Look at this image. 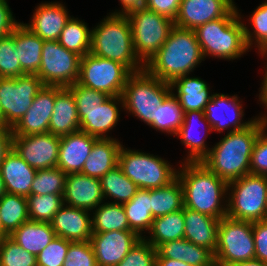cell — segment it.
<instances>
[{
    "label": "cell",
    "instance_id": "obj_12",
    "mask_svg": "<svg viewBox=\"0 0 267 266\" xmlns=\"http://www.w3.org/2000/svg\"><path fill=\"white\" fill-rule=\"evenodd\" d=\"M43 86V82L34 74L0 78L2 126L12 129L25 115Z\"/></svg>",
    "mask_w": 267,
    "mask_h": 266
},
{
    "label": "cell",
    "instance_id": "obj_31",
    "mask_svg": "<svg viewBox=\"0 0 267 266\" xmlns=\"http://www.w3.org/2000/svg\"><path fill=\"white\" fill-rule=\"evenodd\" d=\"M26 251L37 256L54 238L56 233L51 223L28 220L10 236Z\"/></svg>",
    "mask_w": 267,
    "mask_h": 266
},
{
    "label": "cell",
    "instance_id": "obj_47",
    "mask_svg": "<svg viewBox=\"0 0 267 266\" xmlns=\"http://www.w3.org/2000/svg\"><path fill=\"white\" fill-rule=\"evenodd\" d=\"M63 266H98L91 242H71Z\"/></svg>",
    "mask_w": 267,
    "mask_h": 266
},
{
    "label": "cell",
    "instance_id": "obj_8",
    "mask_svg": "<svg viewBox=\"0 0 267 266\" xmlns=\"http://www.w3.org/2000/svg\"><path fill=\"white\" fill-rule=\"evenodd\" d=\"M126 15L130 20L135 54L145 65L167 40L174 21L145 7L132 9Z\"/></svg>",
    "mask_w": 267,
    "mask_h": 266
},
{
    "label": "cell",
    "instance_id": "obj_42",
    "mask_svg": "<svg viewBox=\"0 0 267 266\" xmlns=\"http://www.w3.org/2000/svg\"><path fill=\"white\" fill-rule=\"evenodd\" d=\"M250 25L253 32L244 24V37L248 49L255 44L259 53L267 51V0L257 6L254 12L249 16ZM255 42L253 43V41Z\"/></svg>",
    "mask_w": 267,
    "mask_h": 266
},
{
    "label": "cell",
    "instance_id": "obj_15",
    "mask_svg": "<svg viewBox=\"0 0 267 266\" xmlns=\"http://www.w3.org/2000/svg\"><path fill=\"white\" fill-rule=\"evenodd\" d=\"M238 98L237 95L212 94L211 100L204 110L205 118L210 123L212 130L221 133L230 128L231 130L227 131L229 133L245 129L254 122L256 117L250 119V121L242 122L244 112L242 110V102Z\"/></svg>",
    "mask_w": 267,
    "mask_h": 266
},
{
    "label": "cell",
    "instance_id": "obj_26",
    "mask_svg": "<svg viewBox=\"0 0 267 266\" xmlns=\"http://www.w3.org/2000/svg\"><path fill=\"white\" fill-rule=\"evenodd\" d=\"M183 217L185 221L184 238L207 248L214 254L217 248L220 219L186 207L183 208Z\"/></svg>",
    "mask_w": 267,
    "mask_h": 266
},
{
    "label": "cell",
    "instance_id": "obj_61",
    "mask_svg": "<svg viewBox=\"0 0 267 266\" xmlns=\"http://www.w3.org/2000/svg\"><path fill=\"white\" fill-rule=\"evenodd\" d=\"M0 126H2L1 110H0Z\"/></svg>",
    "mask_w": 267,
    "mask_h": 266
},
{
    "label": "cell",
    "instance_id": "obj_44",
    "mask_svg": "<svg viewBox=\"0 0 267 266\" xmlns=\"http://www.w3.org/2000/svg\"><path fill=\"white\" fill-rule=\"evenodd\" d=\"M0 266H37L36 256L4 236L0 238Z\"/></svg>",
    "mask_w": 267,
    "mask_h": 266
},
{
    "label": "cell",
    "instance_id": "obj_60",
    "mask_svg": "<svg viewBox=\"0 0 267 266\" xmlns=\"http://www.w3.org/2000/svg\"><path fill=\"white\" fill-rule=\"evenodd\" d=\"M7 193L5 182L0 173V199Z\"/></svg>",
    "mask_w": 267,
    "mask_h": 266
},
{
    "label": "cell",
    "instance_id": "obj_55",
    "mask_svg": "<svg viewBox=\"0 0 267 266\" xmlns=\"http://www.w3.org/2000/svg\"><path fill=\"white\" fill-rule=\"evenodd\" d=\"M12 129L0 126V164L5 158L6 154L12 149Z\"/></svg>",
    "mask_w": 267,
    "mask_h": 266
},
{
    "label": "cell",
    "instance_id": "obj_58",
    "mask_svg": "<svg viewBox=\"0 0 267 266\" xmlns=\"http://www.w3.org/2000/svg\"><path fill=\"white\" fill-rule=\"evenodd\" d=\"M155 266H192L181 260H175L170 258H156Z\"/></svg>",
    "mask_w": 267,
    "mask_h": 266
},
{
    "label": "cell",
    "instance_id": "obj_57",
    "mask_svg": "<svg viewBox=\"0 0 267 266\" xmlns=\"http://www.w3.org/2000/svg\"><path fill=\"white\" fill-rule=\"evenodd\" d=\"M121 2L122 10H116L113 13H122L126 14L128 11L144 7L145 0H119Z\"/></svg>",
    "mask_w": 267,
    "mask_h": 266
},
{
    "label": "cell",
    "instance_id": "obj_17",
    "mask_svg": "<svg viewBox=\"0 0 267 266\" xmlns=\"http://www.w3.org/2000/svg\"><path fill=\"white\" fill-rule=\"evenodd\" d=\"M234 6L233 0H181L174 26L195 30L200 25L223 18Z\"/></svg>",
    "mask_w": 267,
    "mask_h": 266
},
{
    "label": "cell",
    "instance_id": "obj_16",
    "mask_svg": "<svg viewBox=\"0 0 267 266\" xmlns=\"http://www.w3.org/2000/svg\"><path fill=\"white\" fill-rule=\"evenodd\" d=\"M141 237L132 230L93 233L90 242L98 266H116Z\"/></svg>",
    "mask_w": 267,
    "mask_h": 266
},
{
    "label": "cell",
    "instance_id": "obj_48",
    "mask_svg": "<svg viewBox=\"0 0 267 266\" xmlns=\"http://www.w3.org/2000/svg\"><path fill=\"white\" fill-rule=\"evenodd\" d=\"M67 88L73 94L77 110L97 108L109 97L103 92L84 87L77 82L67 86Z\"/></svg>",
    "mask_w": 267,
    "mask_h": 266
},
{
    "label": "cell",
    "instance_id": "obj_53",
    "mask_svg": "<svg viewBox=\"0 0 267 266\" xmlns=\"http://www.w3.org/2000/svg\"><path fill=\"white\" fill-rule=\"evenodd\" d=\"M181 0H145L144 7L175 20Z\"/></svg>",
    "mask_w": 267,
    "mask_h": 266
},
{
    "label": "cell",
    "instance_id": "obj_33",
    "mask_svg": "<svg viewBox=\"0 0 267 266\" xmlns=\"http://www.w3.org/2000/svg\"><path fill=\"white\" fill-rule=\"evenodd\" d=\"M1 237L10 236L30 220L27 197L6 193L0 199Z\"/></svg>",
    "mask_w": 267,
    "mask_h": 266
},
{
    "label": "cell",
    "instance_id": "obj_27",
    "mask_svg": "<svg viewBox=\"0 0 267 266\" xmlns=\"http://www.w3.org/2000/svg\"><path fill=\"white\" fill-rule=\"evenodd\" d=\"M122 144L115 138L97 139L86 159L82 174L100 179L118 165V156Z\"/></svg>",
    "mask_w": 267,
    "mask_h": 266
},
{
    "label": "cell",
    "instance_id": "obj_21",
    "mask_svg": "<svg viewBox=\"0 0 267 266\" xmlns=\"http://www.w3.org/2000/svg\"><path fill=\"white\" fill-rule=\"evenodd\" d=\"M89 210L63 205L54 215L51 227L56 236L72 242L90 241L93 234Z\"/></svg>",
    "mask_w": 267,
    "mask_h": 266
},
{
    "label": "cell",
    "instance_id": "obj_35",
    "mask_svg": "<svg viewBox=\"0 0 267 266\" xmlns=\"http://www.w3.org/2000/svg\"><path fill=\"white\" fill-rule=\"evenodd\" d=\"M150 198L153 218L184 208L183 189L178 177L168 185L150 189Z\"/></svg>",
    "mask_w": 267,
    "mask_h": 266
},
{
    "label": "cell",
    "instance_id": "obj_30",
    "mask_svg": "<svg viewBox=\"0 0 267 266\" xmlns=\"http://www.w3.org/2000/svg\"><path fill=\"white\" fill-rule=\"evenodd\" d=\"M44 40L20 22L15 28V49L24 74L38 73Z\"/></svg>",
    "mask_w": 267,
    "mask_h": 266
},
{
    "label": "cell",
    "instance_id": "obj_43",
    "mask_svg": "<svg viewBox=\"0 0 267 266\" xmlns=\"http://www.w3.org/2000/svg\"><path fill=\"white\" fill-rule=\"evenodd\" d=\"M24 75L15 49V29L0 38V78H16Z\"/></svg>",
    "mask_w": 267,
    "mask_h": 266
},
{
    "label": "cell",
    "instance_id": "obj_22",
    "mask_svg": "<svg viewBox=\"0 0 267 266\" xmlns=\"http://www.w3.org/2000/svg\"><path fill=\"white\" fill-rule=\"evenodd\" d=\"M97 139L81 130L61 136L57 167L65 174L82 172L83 165Z\"/></svg>",
    "mask_w": 267,
    "mask_h": 266
},
{
    "label": "cell",
    "instance_id": "obj_28",
    "mask_svg": "<svg viewBox=\"0 0 267 266\" xmlns=\"http://www.w3.org/2000/svg\"><path fill=\"white\" fill-rule=\"evenodd\" d=\"M170 86L172 91L177 90V94L173 93V95L179 100L184 113L188 111L204 112L212 97L206 81L198 77H189V74L174 79Z\"/></svg>",
    "mask_w": 267,
    "mask_h": 266
},
{
    "label": "cell",
    "instance_id": "obj_52",
    "mask_svg": "<svg viewBox=\"0 0 267 266\" xmlns=\"http://www.w3.org/2000/svg\"><path fill=\"white\" fill-rule=\"evenodd\" d=\"M255 259L267 263V220L253 222Z\"/></svg>",
    "mask_w": 267,
    "mask_h": 266
},
{
    "label": "cell",
    "instance_id": "obj_1",
    "mask_svg": "<svg viewBox=\"0 0 267 266\" xmlns=\"http://www.w3.org/2000/svg\"><path fill=\"white\" fill-rule=\"evenodd\" d=\"M266 127V122L256 118L245 129L227 133L201 162L228 183L250 174L253 146Z\"/></svg>",
    "mask_w": 267,
    "mask_h": 266
},
{
    "label": "cell",
    "instance_id": "obj_39",
    "mask_svg": "<svg viewBox=\"0 0 267 266\" xmlns=\"http://www.w3.org/2000/svg\"><path fill=\"white\" fill-rule=\"evenodd\" d=\"M184 120V111L179 100L173 95V92L158 107L155 113V119L149 124L150 127L166 132L168 134H177Z\"/></svg>",
    "mask_w": 267,
    "mask_h": 266
},
{
    "label": "cell",
    "instance_id": "obj_4",
    "mask_svg": "<svg viewBox=\"0 0 267 266\" xmlns=\"http://www.w3.org/2000/svg\"><path fill=\"white\" fill-rule=\"evenodd\" d=\"M91 31L90 53L125 65L132 73L144 69L135 54L130 20L126 14L109 13Z\"/></svg>",
    "mask_w": 267,
    "mask_h": 266
},
{
    "label": "cell",
    "instance_id": "obj_59",
    "mask_svg": "<svg viewBox=\"0 0 267 266\" xmlns=\"http://www.w3.org/2000/svg\"><path fill=\"white\" fill-rule=\"evenodd\" d=\"M227 266H267V263L258 259L236 262Z\"/></svg>",
    "mask_w": 267,
    "mask_h": 266
},
{
    "label": "cell",
    "instance_id": "obj_24",
    "mask_svg": "<svg viewBox=\"0 0 267 266\" xmlns=\"http://www.w3.org/2000/svg\"><path fill=\"white\" fill-rule=\"evenodd\" d=\"M37 170L28 165L12 148L0 164V173L7 193L24 197L31 195V185Z\"/></svg>",
    "mask_w": 267,
    "mask_h": 266
},
{
    "label": "cell",
    "instance_id": "obj_46",
    "mask_svg": "<svg viewBox=\"0 0 267 266\" xmlns=\"http://www.w3.org/2000/svg\"><path fill=\"white\" fill-rule=\"evenodd\" d=\"M156 248L141 238L116 266H155Z\"/></svg>",
    "mask_w": 267,
    "mask_h": 266
},
{
    "label": "cell",
    "instance_id": "obj_62",
    "mask_svg": "<svg viewBox=\"0 0 267 266\" xmlns=\"http://www.w3.org/2000/svg\"><path fill=\"white\" fill-rule=\"evenodd\" d=\"M266 220H267V195H266Z\"/></svg>",
    "mask_w": 267,
    "mask_h": 266
},
{
    "label": "cell",
    "instance_id": "obj_29",
    "mask_svg": "<svg viewBox=\"0 0 267 266\" xmlns=\"http://www.w3.org/2000/svg\"><path fill=\"white\" fill-rule=\"evenodd\" d=\"M199 123H205L204 125H206L205 128L207 130L206 133L213 131L210 123L205 118L203 111H188L184 113L183 123L177 134L175 135L181 139L180 142L189 150L187 152L188 157L185 158L184 162H201L208 155L211 149L207 146V144H205V139L203 137H200L201 135H195L196 132L194 130ZM196 136H198L199 138H197Z\"/></svg>",
    "mask_w": 267,
    "mask_h": 266
},
{
    "label": "cell",
    "instance_id": "obj_20",
    "mask_svg": "<svg viewBox=\"0 0 267 266\" xmlns=\"http://www.w3.org/2000/svg\"><path fill=\"white\" fill-rule=\"evenodd\" d=\"M119 103L123 107L122 96H109L97 108L77 110L80 130L98 139L112 138L107 133L116 126L120 119Z\"/></svg>",
    "mask_w": 267,
    "mask_h": 266
},
{
    "label": "cell",
    "instance_id": "obj_37",
    "mask_svg": "<svg viewBox=\"0 0 267 266\" xmlns=\"http://www.w3.org/2000/svg\"><path fill=\"white\" fill-rule=\"evenodd\" d=\"M100 181L104 199L112 198L113 203L123 204L130 201L139 189L118 165L102 176Z\"/></svg>",
    "mask_w": 267,
    "mask_h": 266
},
{
    "label": "cell",
    "instance_id": "obj_50",
    "mask_svg": "<svg viewBox=\"0 0 267 266\" xmlns=\"http://www.w3.org/2000/svg\"><path fill=\"white\" fill-rule=\"evenodd\" d=\"M183 261L192 266H216L214 254L205 247L186 240V253Z\"/></svg>",
    "mask_w": 267,
    "mask_h": 266
},
{
    "label": "cell",
    "instance_id": "obj_25",
    "mask_svg": "<svg viewBox=\"0 0 267 266\" xmlns=\"http://www.w3.org/2000/svg\"><path fill=\"white\" fill-rule=\"evenodd\" d=\"M80 130V120L72 92L67 87L55 86V104L49 122V133L68 135Z\"/></svg>",
    "mask_w": 267,
    "mask_h": 266
},
{
    "label": "cell",
    "instance_id": "obj_7",
    "mask_svg": "<svg viewBox=\"0 0 267 266\" xmlns=\"http://www.w3.org/2000/svg\"><path fill=\"white\" fill-rule=\"evenodd\" d=\"M229 190L228 217L250 222L266 220L267 176L247 174L229 182Z\"/></svg>",
    "mask_w": 267,
    "mask_h": 266
},
{
    "label": "cell",
    "instance_id": "obj_38",
    "mask_svg": "<svg viewBox=\"0 0 267 266\" xmlns=\"http://www.w3.org/2000/svg\"><path fill=\"white\" fill-rule=\"evenodd\" d=\"M91 31L85 22L71 17L57 41L67 50L84 57L90 53Z\"/></svg>",
    "mask_w": 267,
    "mask_h": 266
},
{
    "label": "cell",
    "instance_id": "obj_51",
    "mask_svg": "<svg viewBox=\"0 0 267 266\" xmlns=\"http://www.w3.org/2000/svg\"><path fill=\"white\" fill-rule=\"evenodd\" d=\"M156 251V258H170L183 261L186 253V239L181 238L164 242L156 248Z\"/></svg>",
    "mask_w": 267,
    "mask_h": 266
},
{
    "label": "cell",
    "instance_id": "obj_9",
    "mask_svg": "<svg viewBox=\"0 0 267 266\" xmlns=\"http://www.w3.org/2000/svg\"><path fill=\"white\" fill-rule=\"evenodd\" d=\"M118 166L141 189H156L168 185L177 177L178 172L161 157L129 150L123 146L119 151Z\"/></svg>",
    "mask_w": 267,
    "mask_h": 266
},
{
    "label": "cell",
    "instance_id": "obj_36",
    "mask_svg": "<svg viewBox=\"0 0 267 266\" xmlns=\"http://www.w3.org/2000/svg\"><path fill=\"white\" fill-rule=\"evenodd\" d=\"M94 210L91 215L93 233L131 230L123 204L103 202Z\"/></svg>",
    "mask_w": 267,
    "mask_h": 266
},
{
    "label": "cell",
    "instance_id": "obj_54",
    "mask_svg": "<svg viewBox=\"0 0 267 266\" xmlns=\"http://www.w3.org/2000/svg\"><path fill=\"white\" fill-rule=\"evenodd\" d=\"M7 2V0H0V38L10 35L19 24Z\"/></svg>",
    "mask_w": 267,
    "mask_h": 266
},
{
    "label": "cell",
    "instance_id": "obj_2",
    "mask_svg": "<svg viewBox=\"0 0 267 266\" xmlns=\"http://www.w3.org/2000/svg\"><path fill=\"white\" fill-rule=\"evenodd\" d=\"M179 168L177 177L183 189L184 207L217 219L226 217L228 182L202 162H182Z\"/></svg>",
    "mask_w": 267,
    "mask_h": 266
},
{
    "label": "cell",
    "instance_id": "obj_32",
    "mask_svg": "<svg viewBox=\"0 0 267 266\" xmlns=\"http://www.w3.org/2000/svg\"><path fill=\"white\" fill-rule=\"evenodd\" d=\"M123 208L130 229L143 238L142 234L150 231L154 219L151 212L150 189L139 188L130 201L123 203Z\"/></svg>",
    "mask_w": 267,
    "mask_h": 266
},
{
    "label": "cell",
    "instance_id": "obj_3",
    "mask_svg": "<svg viewBox=\"0 0 267 266\" xmlns=\"http://www.w3.org/2000/svg\"><path fill=\"white\" fill-rule=\"evenodd\" d=\"M204 57L194 30L174 26L162 47L144 65V69L160 80L171 83L193 72Z\"/></svg>",
    "mask_w": 267,
    "mask_h": 266
},
{
    "label": "cell",
    "instance_id": "obj_45",
    "mask_svg": "<svg viewBox=\"0 0 267 266\" xmlns=\"http://www.w3.org/2000/svg\"><path fill=\"white\" fill-rule=\"evenodd\" d=\"M72 241L56 236L37 256V266H63Z\"/></svg>",
    "mask_w": 267,
    "mask_h": 266
},
{
    "label": "cell",
    "instance_id": "obj_10",
    "mask_svg": "<svg viewBox=\"0 0 267 266\" xmlns=\"http://www.w3.org/2000/svg\"><path fill=\"white\" fill-rule=\"evenodd\" d=\"M214 258L216 266L255 259L253 222L221 218Z\"/></svg>",
    "mask_w": 267,
    "mask_h": 266
},
{
    "label": "cell",
    "instance_id": "obj_23",
    "mask_svg": "<svg viewBox=\"0 0 267 266\" xmlns=\"http://www.w3.org/2000/svg\"><path fill=\"white\" fill-rule=\"evenodd\" d=\"M70 18L63 4L46 2L37 6L31 22L24 25L44 41H57Z\"/></svg>",
    "mask_w": 267,
    "mask_h": 266
},
{
    "label": "cell",
    "instance_id": "obj_11",
    "mask_svg": "<svg viewBox=\"0 0 267 266\" xmlns=\"http://www.w3.org/2000/svg\"><path fill=\"white\" fill-rule=\"evenodd\" d=\"M131 74L125 65L89 53L81 57L77 83L108 96H121Z\"/></svg>",
    "mask_w": 267,
    "mask_h": 266
},
{
    "label": "cell",
    "instance_id": "obj_19",
    "mask_svg": "<svg viewBox=\"0 0 267 266\" xmlns=\"http://www.w3.org/2000/svg\"><path fill=\"white\" fill-rule=\"evenodd\" d=\"M63 201L67 206L93 211L104 201L100 179L81 172L67 174Z\"/></svg>",
    "mask_w": 267,
    "mask_h": 266
},
{
    "label": "cell",
    "instance_id": "obj_14",
    "mask_svg": "<svg viewBox=\"0 0 267 266\" xmlns=\"http://www.w3.org/2000/svg\"><path fill=\"white\" fill-rule=\"evenodd\" d=\"M60 137L51 133L13 136L12 148L36 170L57 167Z\"/></svg>",
    "mask_w": 267,
    "mask_h": 266
},
{
    "label": "cell",
    "instance_id": "obj_13",
    "mask_svg": "<svg viewBox=\"0 0 267 266\" xmlns=\"http://www.w3.org/2000/svg\"><path fill=\"white\" fill-rule=\"evenodd\" d=\"M81 56L58 41H44L41 64L36 74L44 85L67 87L79 77Z\"/></svg>",
    "mask_w": 267,
    "mask_h": 266
},
{
    "label": "cell",
    "instance_id": "obj_40",
    "mask_svg": "<svg viewBox=\"0 0 267 266\" xmlns=\"http://www.w3.org/2000/svg\"><path fill=\"white\" fill-rule=\"evenodd\" d=\"M28 214L32 221L50 223L64 205L63 195H30L27 197Z\"/></svg>",
    "mask_w": 267,
    "mask_h": 266
},
{
    "label": "cell",
    "instance_id": "obj_34",
    "mask_svg": "<svg viewBox=\"0 0 267 266\" xmlns=\"http://www.w3.org/2000/svg\"><path fill=\"white\" fill-rule=\"evenodd\" d=\"M183 209L153 219L149 237L145 240L157 248L160 244L184 238Z\"/></svg>",
    "mask_w": 267,
    "mask_h": 266
},
{
    "label": "cell",
    "instance_id": "obj_5",
    "mask_svg": "<svg viewBox=\"0 0 267 266\" xmlns=\"http://www.w3.org/2000/svg\"><path fill=\"white\" fill-rule=\"evenodd\" d=\"M240 14L234 6L223 18L207 22L194 30L204 59L210 55L235 60L248 51Z\"/></svg>",
    "mask_w": 267,
    "mask_h": 266
},
{
    "label": "cell",
    "instance_id": "obj_6",
    "mask_svg": "<svg viewBox=\"0 0 267 266\" xmlns=\"http://www.w3.org/2000/svg\"><path fill=\"white\" fill-rule=\"evenodd\" d=\"M172 93L170 83L149 74L145 69L132 73L124 86L123 109L149 125L164 100Z\"/></svg>",
    "mask_w": 267,
    "mask_h": 266
},
{
    "label": "cell",
    "instance_id": "obj_63",
    "mask_svg": "<svg viewBox=\"0 0 267 266\" xmlns=\"http://www.w3.org/2000/svg\"><path fill=\"white\" fill-rule=\"evenodd\" d=\"M0 238H1V217H0Z\"/></svg>",
    "mask_w": 267,
    "mask_h": 266
},
{
    "label": "cell",
    "instance_id": "obj_18",
    "mask_svg": "<svg viewBox=\"0 0 267 266\" xmlns=\"http://www.w3.org/2000/svg\"><path fill=\"white\" fill-rule=\"evenodd\" d=\"M55 86L44 85L21 120L12 128L13 136L44 134L54 110Z\"/></svg>",
    "mask_w": 267,
    "mask_h": 266
},
{
    "label": "cell",
    "instance_id": "obj_56",
    "mask_svg": "<svg viewBox=\"0 0 267 266\" xmlns=\"http://www.w3.org/2000/svg\"><path fill=\"white\" fill-rule=\"evenodd\" d=\"M263 56H267V51L265 52H261L260 53ZM266 70H265V75L263 76V82H262V86H261V92L259 93V99L261 101V104L264 105V107H266L265 109H267V65H266ZM257 118H259L261 121L266 122L267 123V115L266 114H262L260 115V117L258 116Z\"/></svg>",
    "mask_w": 267,
    "mask_h": 266
},
{
    "label": "cell",
    "instance_id": "obj_41",
    "mask_svg": "<svg viewBox=\"0 0 267 266\" xmlns=\"http://www.w3.org/2000/svg\"><path fill=\"white\" fill-rule=\"evenodd\" d=\"M66 176L58 167L37 170L31 185V195H63Z\"/></svg>",
    "mask_w": 267,
    "mask_h": 266
},
{
    "label": "cell",
    "instance_id": "obj_49",
    "mask_svg": "<svg viewBox=\"0 0 267 266\" xmlns=\"http://www.w3.org/2000/svg\"><path fill=\"white\" fill-rule=\"evenodd\" d=\"M267 127L258 135L250 162V174L267 176Z\"/></svg>",
    "mask_w": 267,
    "mask_h": 266
}]
</instances>
